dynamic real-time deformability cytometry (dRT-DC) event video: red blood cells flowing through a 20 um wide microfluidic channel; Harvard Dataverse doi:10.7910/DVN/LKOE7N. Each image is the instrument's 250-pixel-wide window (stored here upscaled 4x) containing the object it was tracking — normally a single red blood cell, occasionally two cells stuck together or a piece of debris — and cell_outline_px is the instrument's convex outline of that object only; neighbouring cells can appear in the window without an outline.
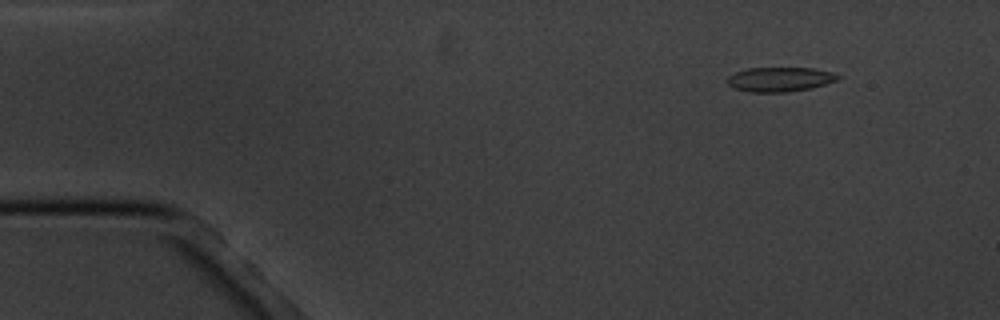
{"species": "common noctule bat (a hibernating species)", "species_latin": "Nyctalus noctula", "temperature_condition": "cold", "stored_images_in_passage": 6, "camera_frame_rate_fps": 3000, "um_per_image_px": 0.085, "animal": {"sex": "male", "body_mass_g": 20.1, "forearm_length_mm": 53.5}, "frame": {"image": 1, "passage_image": 2, "time_ms": 1.0, "image_size_px": [1000, 320], "cell_outline_px": [[840, 76], [836, 80], [812, 88], [788, 92], [748, 92], [736, 88], [728, 84], [728, 76], [736, 72], [748, 68], [812, 68], [832, 72]], "centroid_in_image_um": [66.28, 6.74], "position_along_channel_um": 18.7, "area_um2": 15.61}}
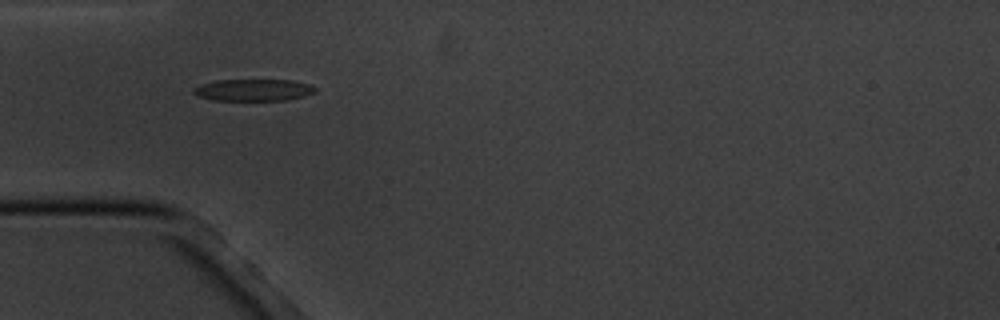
{"frame": {"image": 2, "passage_image": 5, "time_ms": 4.667, "image_size_px": [1000, 320], "cell_outline_px": [[316, 92], [304, 96], [288, 100], [212, 100], [200, 96], [192, 92], [192, 88], [200, 84], [216, 80], [292, 80], [308, 84], [316, 88]], "centroid_in_image_um": [21.53, 7.65], "position_along_channel_um": 63.5, "area_um2": 15.49}}
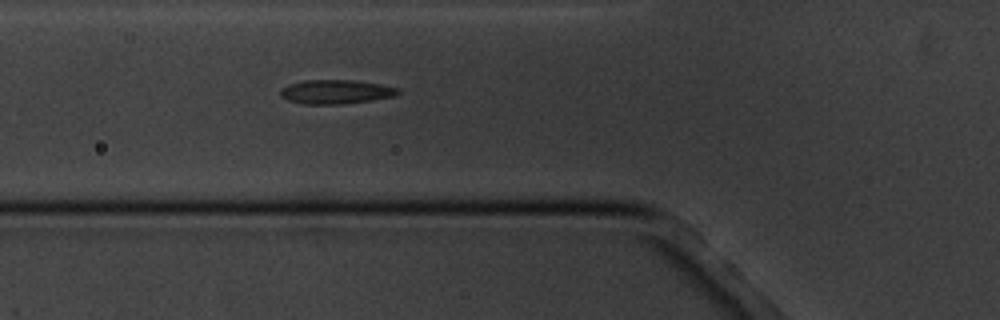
{"frame": {"image": 3, "passage_image": 6, "time_ms": 5.667, "image_size_px": [1000, 320], "cell_outline_px": [[400, 92], [396, 96], [372, 100], [344, 104], [304, 104], [288, 100], [280, 96], [280, 92], [288, 84], [304, 80], [352, 80], [380, 84], [400, 88]], "centroid_in_image_um": [28.58, 7.8], "position_along_channel_um": 97.2, "area_um2": 16.53}}